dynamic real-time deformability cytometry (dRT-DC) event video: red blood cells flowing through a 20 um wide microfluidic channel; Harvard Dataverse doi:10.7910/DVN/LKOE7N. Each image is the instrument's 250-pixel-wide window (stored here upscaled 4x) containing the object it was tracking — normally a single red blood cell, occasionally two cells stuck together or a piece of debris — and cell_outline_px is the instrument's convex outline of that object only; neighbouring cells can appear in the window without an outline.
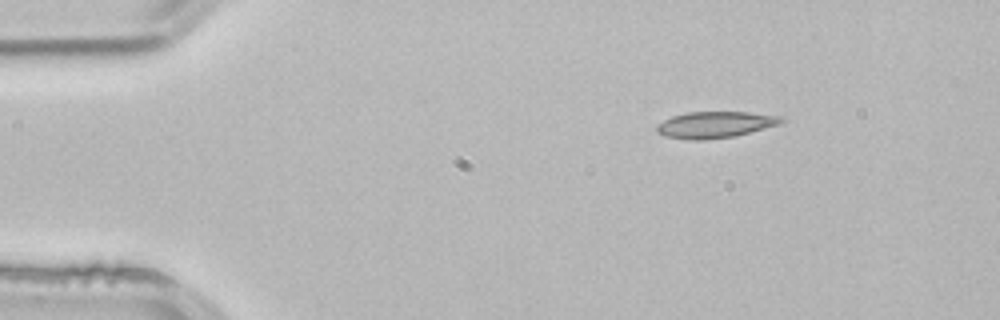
{"species": "common noctule bat (a hibernating species)", "species_latin": "Nyctalus noctula", "temperature_condition": "room temperature", "stored_images_in_passage": 2, "camera_frame_rate_fps": 3000, "um_per_image_px": 0.085, "animal": {"sex": "male", "body_mass_g": 21.5, "forearm_length_mm": 52.0}, "frame": {"image": 1, "passage_image": 1, "time_ms": 0.0, "image_size_px": [1000, 320], "cell_outline_px": [[784, 120], [780, 124], [732, 136], [704, 140], [688, 140], [664, 136], [656, 132], [656, 124], [672, 116], [688, 112], [748, 112], [780, 116]], "centroid_in_image_um": [60.72, 10.6], "position_along_channel_um": 24.3, "area_um2": 19.02}}